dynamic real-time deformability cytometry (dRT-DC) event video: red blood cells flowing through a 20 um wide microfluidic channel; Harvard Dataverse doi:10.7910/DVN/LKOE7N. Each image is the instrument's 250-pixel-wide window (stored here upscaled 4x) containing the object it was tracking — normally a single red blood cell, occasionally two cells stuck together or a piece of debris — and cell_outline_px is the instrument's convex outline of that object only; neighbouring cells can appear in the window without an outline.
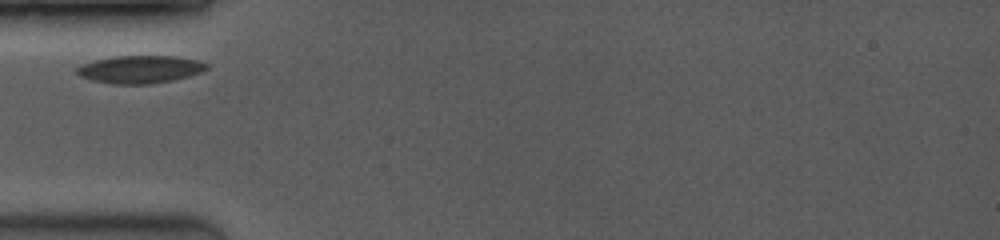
{"species": "common noctule bat (a hibernating species)", "species_latin": "Nyctalus noctula", "temperature_condition": "room temperature", "stored_images_in_passage": 36, "camera_frame_rate_fps": 3500, "um_per_image_px": 0.085, "animal": {"sex": "female", "body_mass_g": 19.0, "forearm_length_mm": 53.3}, "frame": {"image": 1, "passage_image": 1, "time_ms": 0.0, "image_size_px": [1000, 240], "cell_outline_px": [[208, 68], [204, 72], [172, 80], [152, 84], [112, 84], [92, 80], [80, 76], [76, 72], [76, 68], [84, 64], [96, 60], [116, 56], [176, 56], [196, 60], [208, 64]], "centroid_in_image_um": [11.94, 5.9], "position_along_channel_um": 73.1, "area_um2": 20.87}}
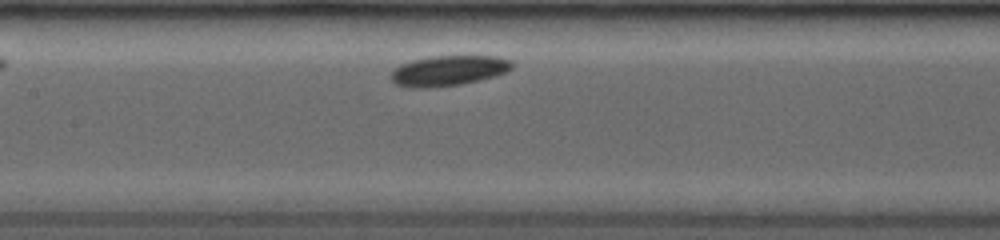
{"frame": {"image": 2, "passage_image": 19, "time_ms": 2.571, "image_size_px": [1000, 240], "cell_outline_px": [[512, 68], [508, 72], [480, 80], [460, 84], [424, 88], [408, 88], [396, 84], [388, 76], [400, 64], [412, 60], [432, 56], [496, 56], [512, 60]], "centroid_in_image_um": [38.11, 6.0], "position_along_channel_um": 169.3, "area_um2": 21.44}}
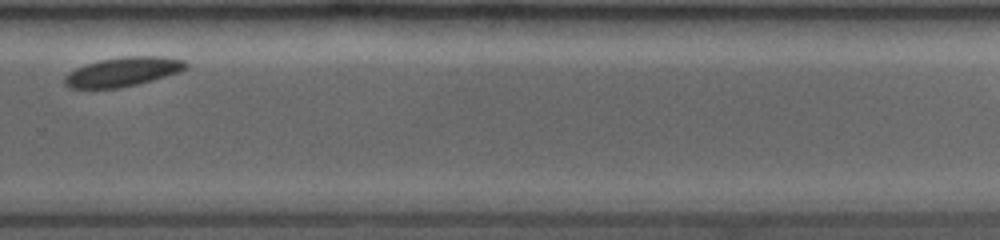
{"frame": {"image": 3, "passage_image": 34, "time_ms": 6.571, "image_size_px": [1000, 240], "cell_outline_px": [[188, 68], [180, 72], [152, 80], [120, 88], [68, 88], [64, 84], [64, 76], [68, 72], [84, 64], [100, 60], [124, 56], [164, 56], [184, 60], [188, 64]], "centroid_in_image_um": [10.44, 6.09], "position_along_channel_um": 319.4, "area_um2": 20.81}}